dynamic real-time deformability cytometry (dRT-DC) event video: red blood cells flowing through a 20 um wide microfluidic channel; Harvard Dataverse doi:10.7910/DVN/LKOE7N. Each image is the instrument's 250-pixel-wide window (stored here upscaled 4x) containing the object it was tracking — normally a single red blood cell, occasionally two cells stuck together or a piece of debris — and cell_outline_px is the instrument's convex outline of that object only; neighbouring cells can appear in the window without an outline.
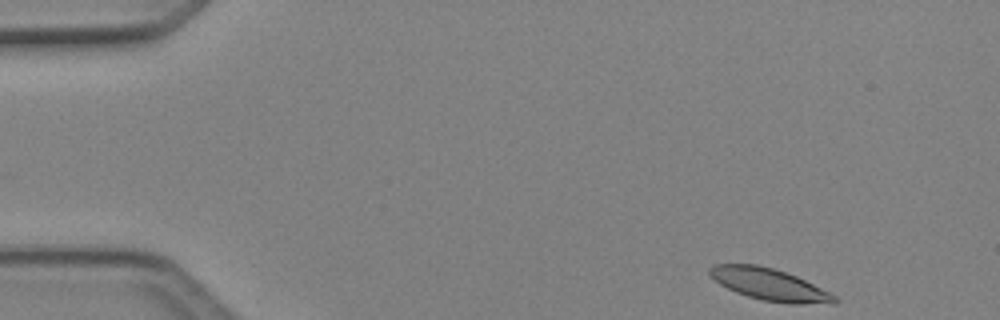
{"species": "Egyptian fruit bat (a non-hibernating species)", "species_latin": "Rousettus aegyptiacus", "temperature_condition": "cold", "stored_images_in_passage": 45, "camera_frame_rate_fps": 3000, "um_per_image_px": 0.085, "animal": {"sex": "female"}, "frame": {"image": 1, "passage_image": 1, "time_ms": 0.0, "image_size_px": [1000, 320], "cell_outline_px": [[840, 300], [836, 304], [788, 304], [764, 300], [748, 296], [736, 292], [720, 284], [708, 272], [708, 268], [716, 264], [756, 264], [772, 268], [796, 276], [836, 296]], "centroid_in_image_um": [65.43, 24.19], "position_along_channel_um": 19.6, "area_um2": 23.0}}
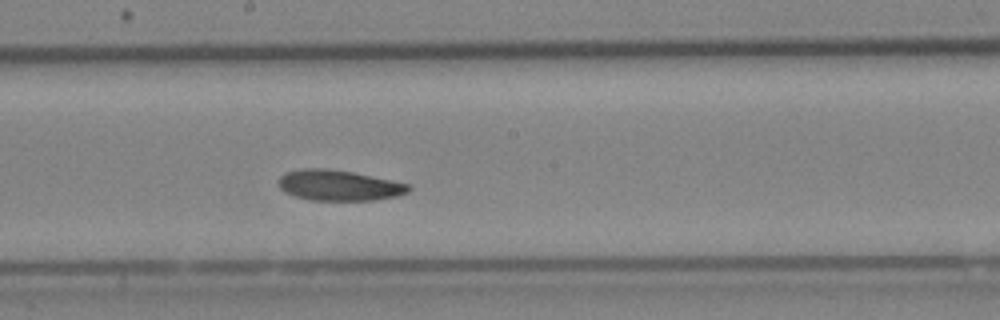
{"frame": {"image": 2, "passage_image": 23, "time_ms": 7.333, "image_size_px": [1000, 320], "cell_outline_px": [[412, 188], [408, 192], [400, 196], [372, 200], [312, 200], [296, 196], [284, 192], [280, 188], [280, 176], [284, 172], [300, 168], [328, 168], [352, 172], [412, 184]], "centroid_in_image_um": [28.84, 15.75], "position_along_channel_um": 219.4, "area_um2": 23.35}}
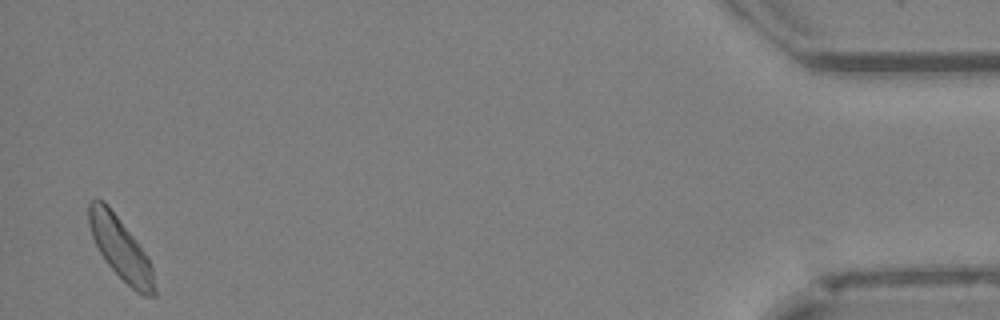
{"frame": {"image": 3, "passage_image": 44, "time_ms": 14.333, "image_size_px": [1000, 320], "cell_outline_px": [[156, 296], [144, 296], [136, 292], [104, 260], [92, 236], [88, 224], [88, 204], [96, 196], [104, 200], [108, 204], [148, 256], [152, 268], [156, 288]], "centroid_in_image_um": [10.24, 21.09], "position_along_channel_um": 425.0, "area_um2": 23.7}, "authors_computed_cell_mechanics": {"area_um2": 23.5824, "velocity_mm_per_s": 4.1124, "shape_relaxation_time_tau1_ms": 5.5354, "shape_relaxation_time_tau2_ms": null, "deformation_change_tau1": 0.1108, "deformation_change_tau2": null}}